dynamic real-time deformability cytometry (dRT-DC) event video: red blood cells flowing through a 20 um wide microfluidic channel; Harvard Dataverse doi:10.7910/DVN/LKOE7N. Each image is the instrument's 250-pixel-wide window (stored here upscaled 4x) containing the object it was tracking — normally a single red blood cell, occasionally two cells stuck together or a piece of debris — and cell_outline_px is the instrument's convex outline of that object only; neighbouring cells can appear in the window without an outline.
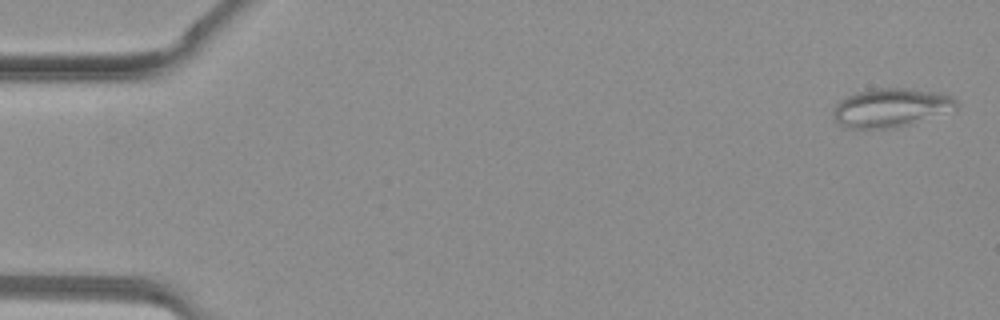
{"species": "common noctule bat (a hibernating species)", "species_latin": "Nyctalus noctula", "temperature_condition": "warm", "stored_images_in_passage": 38, "camera_frame_rate_fps": 3000, "um_per_image_px": 0.085, "animal": {"sex": "female", "body_mass_g": 19.3, "forearm_length_mm": 54.1}, "frame": {"image": 1, "passage_image": 1, "time_ms": 0.0, "image_size_px": [1000, 320], "cell_outline_px": [[960, 104], [956, 108], [912, 124], [896, 128], [844, 128], [836, 120], [832, 112], [836, 104], [840, 100], [856, 92], [872, 88], [912, 88], [940, 92], [952, 96]], "centroid_in_image_um": [75.73, 9.14], "position_along_channel_um": 9.3, "area_um2": 27.98}}
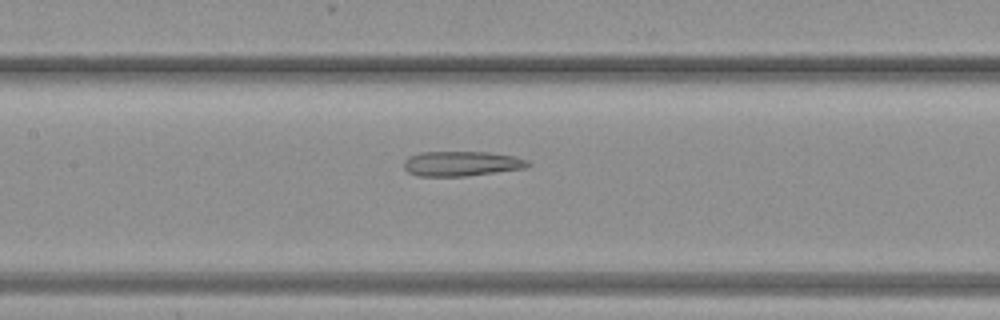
{"frame": {"image": 2, "passage_image": 18, "time_ms": 5.667, "image_size_px": [1000, 320], "cell_outline_px": [[532, 164], [528, 168], [464, 176], [416, 176], [408, 172], [404, 168], [404, 160], [408, 156], [420, 152], [488, 152], [516, 156], [528, 160]], "centroid_in_image_um": [39.25, 13.9], "position_along_channel_um": 168.2, "area_um2": 18.21}}
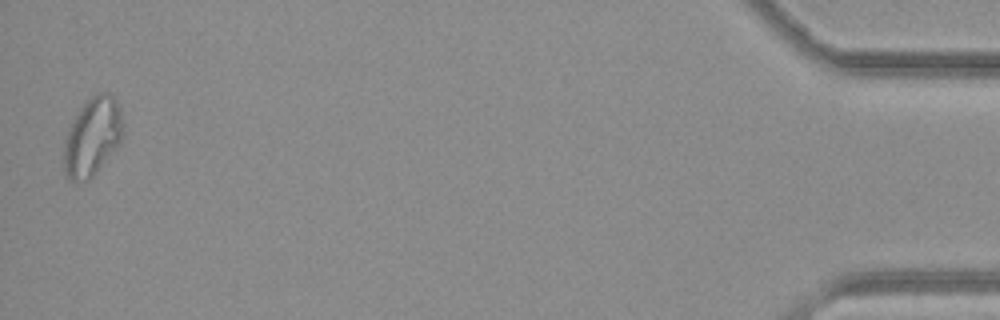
{"frame": {"image": 3, "passage_image": 38, "time_ms": 12.333, "image_size_px": [1000, 320], "cell_outline_px": [[124, 132], [120, 144], [96, 172], [88, 180], [76, 184], [68, 180], [64, 172], [64, 140], [68, 128], [80, 108], [96, 92], [112, 92], [120, 108]], "centroid_in_image_um": [7.86, 11.64], "position_along_channel_um": 427.3, "area_um2": 27.4}}